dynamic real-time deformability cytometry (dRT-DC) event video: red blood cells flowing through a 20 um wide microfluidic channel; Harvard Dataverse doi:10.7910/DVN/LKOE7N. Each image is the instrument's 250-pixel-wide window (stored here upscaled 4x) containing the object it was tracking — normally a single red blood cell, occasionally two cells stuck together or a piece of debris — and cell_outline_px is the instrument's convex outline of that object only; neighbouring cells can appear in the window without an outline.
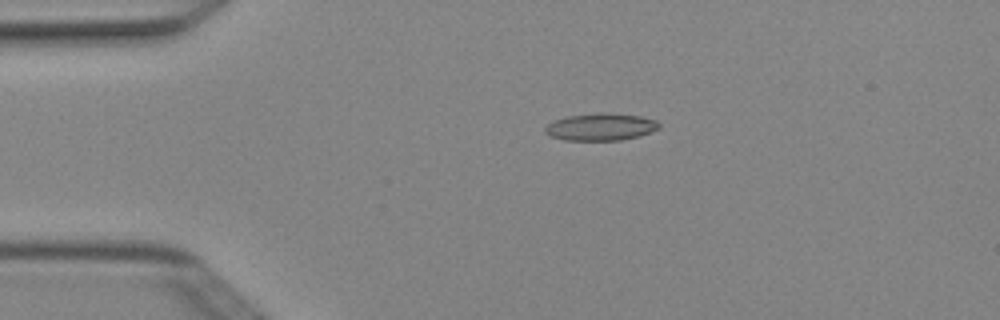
{"species": "Egyptian fruit bat (a non-hibernating species)", "species_latin": "Rousettus aegyptiacus", "temperature_condition": "cold", "stored_images_in_passage": 4, "camera_frame_rate_fps": 3000, "um_per_image_px": 0.085, "animal": {"sex": "female"}, "frame": {"image": 1, "passage_image": 3, "time_ms": 0.667, "image_size_px": [1000, 320], "cell_outline_px": [[660, 128], [640, 136], [620, 140], [564, 140], [548, 136], [544, 132], [544, 128], [548, 124], [556, 120], [568, 116], [604, 112], [640, 116], [656, 120], [660, 124]], "centroid_in_image_um": [51.06, 10.79], "position_along_channel_um": 33.9, "area_um2": 18.09}}